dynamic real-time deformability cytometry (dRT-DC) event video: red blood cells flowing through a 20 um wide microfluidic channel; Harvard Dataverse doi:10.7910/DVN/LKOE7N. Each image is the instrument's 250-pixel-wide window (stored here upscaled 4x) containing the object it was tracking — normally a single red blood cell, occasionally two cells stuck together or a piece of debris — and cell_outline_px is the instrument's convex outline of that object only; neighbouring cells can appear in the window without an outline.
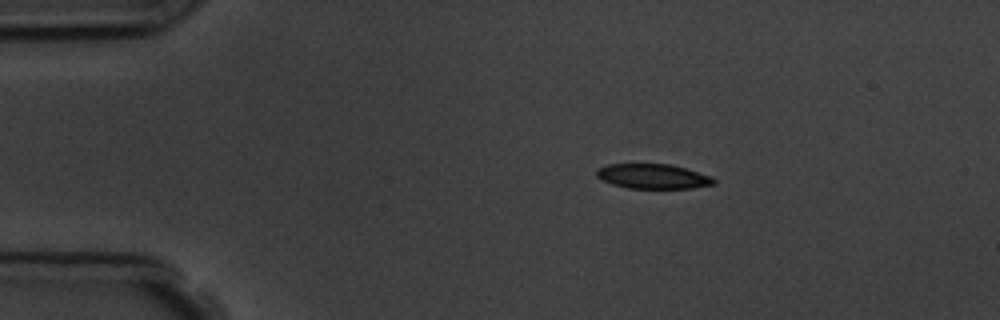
{"species": "common noctule bat (a hibernating species)", "species_latin": "Nyctalus noctula", "temperature_condition": "room temperature", "stored_images_in_passage": 6, "camera_frame_rate_fps": 3000, "um_per_image_px": 0.085, "animal": {"sex": "male", "body_mass_g": 19.5, "forearm_length_mm": 54.6}, "frame": {"image": 1, "passage_image": 3, "time_ms": 2.333, "image_size_px": [1000, 320], "cell_outline_px": [[716, 184], [692, 188], [628, 188], [612, 184], [596, 176], [596, 168], [608, 164], [668, 164], [684, 168], [712, 176], [716, 180]], "centroid_in_image_um": [55.51, 14.99], "position_along_channel_um": 29.5, "area_um2": 16.88}}
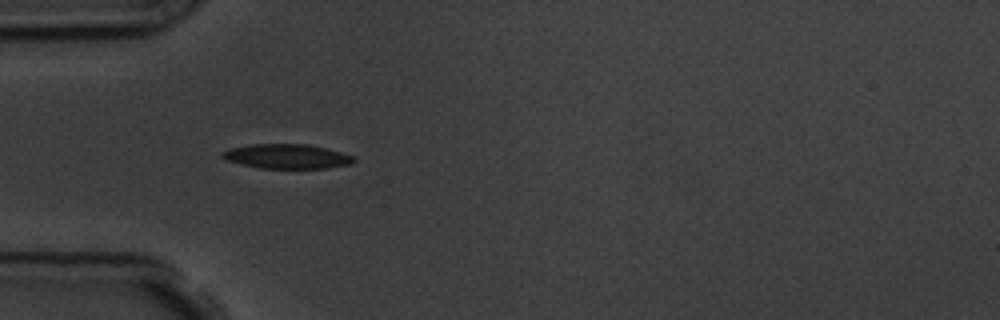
{"frame": {"image": 2, "passage_image": 5, "time_ms": 4.667, "image_size_px": [1000, 320], "cell_outline_px": [[356, 160], [352, 164], [328, 168], [260, 168], [240, 164], [228, 160], [220, 156], [220, 152], [228, 148], [252, 144], [304, 144], [324, 148], [340, 152], [352, 156]], "centroid_in_image_um": [24.34, 13.29], "position_along_channel_um": 60.7, "area_um2": 18.73}}